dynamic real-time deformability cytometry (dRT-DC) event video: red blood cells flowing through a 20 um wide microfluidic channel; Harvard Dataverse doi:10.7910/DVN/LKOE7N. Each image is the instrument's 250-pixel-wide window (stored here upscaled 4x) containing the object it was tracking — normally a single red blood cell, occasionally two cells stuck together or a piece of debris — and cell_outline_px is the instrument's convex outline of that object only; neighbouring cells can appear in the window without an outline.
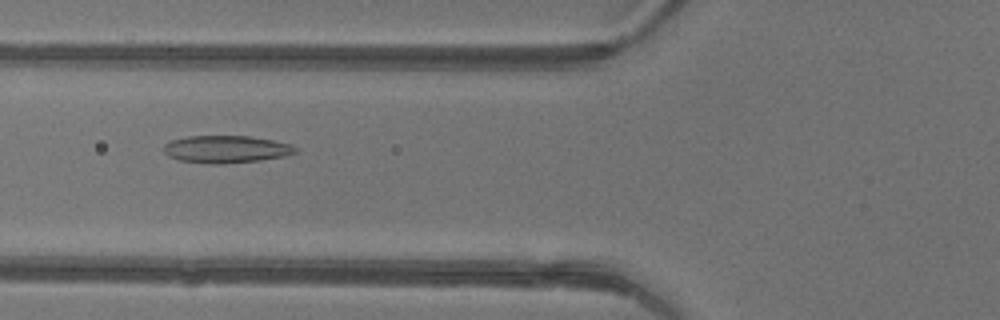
{"species": "common noctule bat (a hibernating species)", "species_latin": "Nyctalus noctula", "temperature_condition": "warm", "stored_images_in_passage": 48, "camera_frame_rate_fps": 3000, "um_per_image_px": 0.085, "animal": {"sex": "female"}, "frame": {"image": 1, "passage_image": 19, "time_ms": 6.0, "image_size_px": [1000, 320], "cell_outline_px": [[296, 152], [284, 156], [260, 160], [224, 164], [212, 164], [180, 160], [168, 156], [164, 152], [164, 144], [172, 140], [188, 136], [252, 136], [292, 144], [296, 148]], "centroid_in_image_um": [19.22, 12.68], "position_along_channel_um": 106.6, "area_um2": 20.98}}
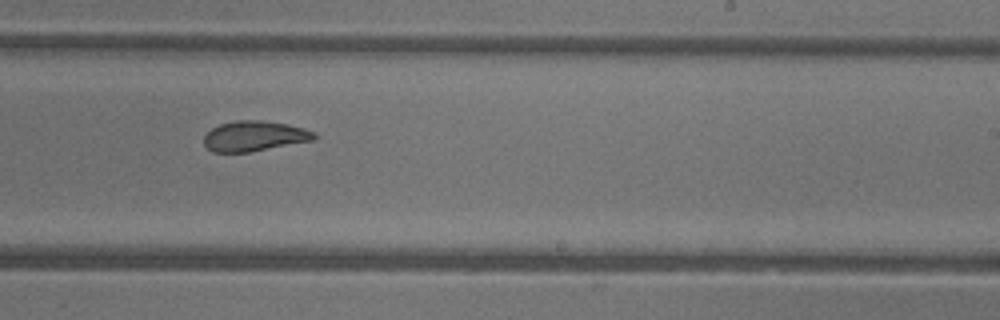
{"frame": {"image": 2, "passage_image": 30, "time_ms": 9.667, "image_size_px": [1000, 320], "cell_outline_px": [[316, 140], [248, 152], [212, 152], [204, 144], [204, 136], [212, 128], [220, 124], [236, 120], [260, 120], [288, 124], [304, 128], [316, 132]], "centroid_in_image_um": [21.65, 11.56], "position_along_channel_um": 267.3, "area_um2": 19.48}}
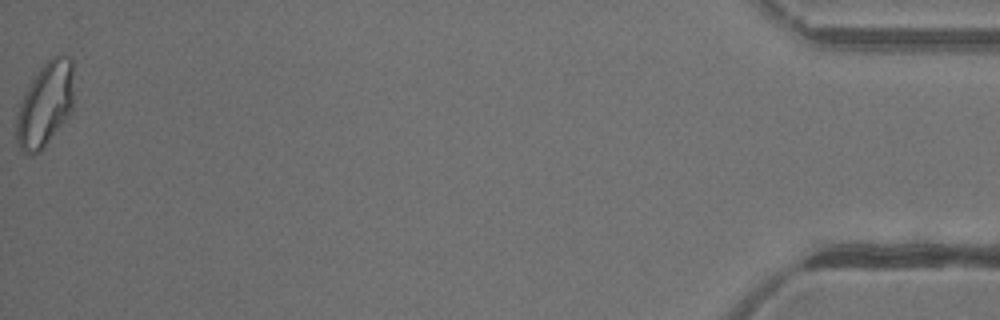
{"frame": {"image": 3, "passage_image": 48, "time_ms": 15.667, "image_size_px": [1000, 320], "cell_outline_px": [[72, 108], [68, 116], [44, 148], [40, 152], [24, 152], [20, 148], [16, 140], [16, 116], [20, 104], [32, 80], [40, 68], [52, 56], [68, 56], [72, 60]], "centroid_in_image_um": [3.84, 8.89], "position_along_channel_um": 431.4, "area_um2": 27.57}, "authors_computed_cell_mechanics": {"area_um2": 22.2819, "velocity_mm_per_s": 4.3847, "shape_relaxation_time_tau1_ms": null, "shape_relaxation_time_tau2_ms": 1.6379, "deformation_change_tau1": null, "deformation_change_tau2": 0.0867}}